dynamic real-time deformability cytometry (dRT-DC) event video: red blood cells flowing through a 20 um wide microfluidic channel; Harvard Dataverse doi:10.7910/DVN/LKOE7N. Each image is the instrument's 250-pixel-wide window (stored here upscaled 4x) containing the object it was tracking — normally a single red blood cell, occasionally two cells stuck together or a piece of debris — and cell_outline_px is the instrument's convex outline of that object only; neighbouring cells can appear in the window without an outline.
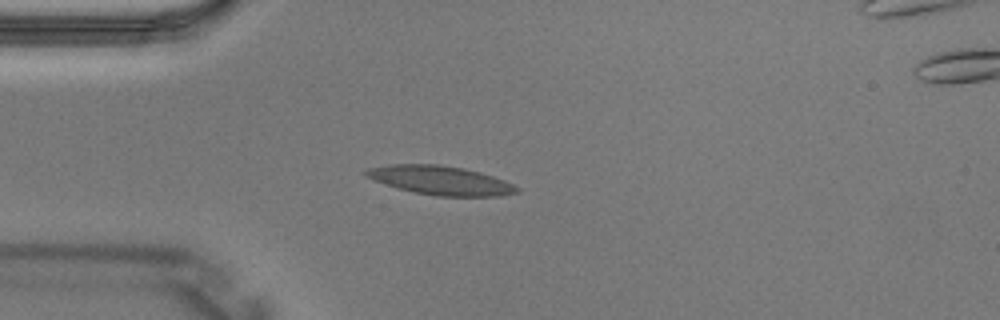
{"species": "Egyptian fruit bat (a non-hibernating species)", "species_latin": "Rousettus aegyptiacus", "temperature_condition": "warm", "stored_images_in_passage": 2, "camera_frame_rate_fps": 3000, "um_per_image_px": 0.085, "animal": {"sex": "male"}, "frame": {"image": 1, "passage_image": 1, "time_ms": 0.0, "image_size_px": [1000, 320], "cell_outline_px": [[520, 192], [500, 196], [436, 196], [416, 192], [400, 188], [364, 176], [360, 172], [364, 168], [392, 164], [440, 164], [464, 168], [480, 172], [504, 180], [520, 188]], "centroid_in_image_um": [37.43, 15.31], "position_along_channel_um": 47.6, "area_um2": 25.43}}